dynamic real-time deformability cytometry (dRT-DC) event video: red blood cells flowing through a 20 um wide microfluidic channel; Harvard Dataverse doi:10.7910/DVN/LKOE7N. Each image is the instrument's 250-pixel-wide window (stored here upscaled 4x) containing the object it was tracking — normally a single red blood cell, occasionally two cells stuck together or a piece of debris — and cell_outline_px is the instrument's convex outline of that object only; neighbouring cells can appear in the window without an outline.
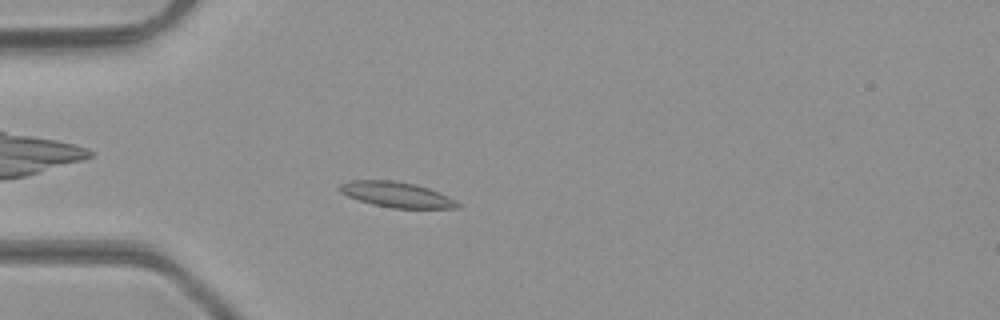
{"species": "common noctule bat (a hibernating species)", "species_latin": "Nyctalus noctula", "temperature_condition": "room temperature", "stored_images_in_passage": 46, "camera_frame_rate_fps": 3000, "um_per_image_px": 0.085, "animal": {"sex": "male", "body_mass_g": 23.1, "forearm_length_mm": 52.7}, "frame": {"image": 1, "passage_image": 12, "time_ms": 3.667, "image_size_px": [1000, 320], "cell_outline_px": [[464, 208], [392, 208], [372, 204], [348, 196], [340, 192], [340, 184], [348, 180], [392, 180], [416, 184], [440, 192], [464, 204]], "centroid_in_image_um": [33.79, 16.54], "position_along_channel_um": 51.2, "area_um2": 17.63}}
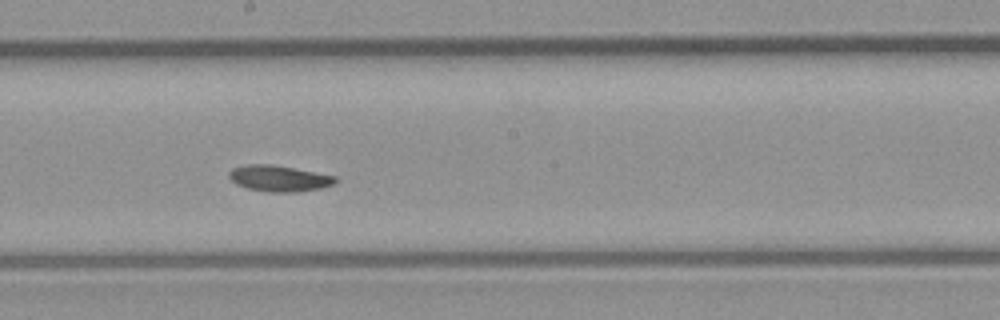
{"frame": {"image": 2, "passage_image": 25, "time_ms": 8.0, "image_size_px": [1000, 320], "cell_outline_px": [[340, 180], [332, 184], [320, 188], [300, 192], [268, 192], [248, 188], [236, 184], [228, 176], [228, 172], [232, 168], [248, 164], [272, 164], [336, 176]], "centroid_in_image_um": [23.72, 15.16], "position_along_channel_um": 224.5, "area_um2": 16.18}}
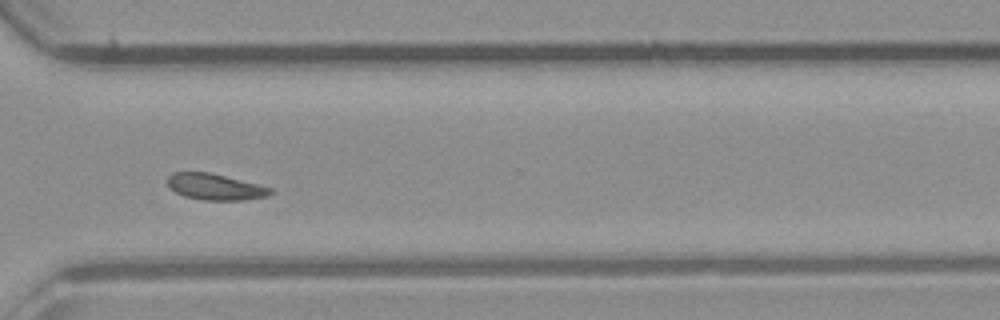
{"frame": {"image": 3, "passage_image": 34, "time_ms": 11.0, "image_size_px": [1000, 320], "cell_outline_px": [[272, 192], [268, 196], [244, 200], [204, 200], [184, 196], [168, 188], [168, 176], [172, 172], [208, 172], [272, 188]], "centroid_in_image_um": [18.25, 15.89], "position_along_channel_um": 352.4, "area_um2": 15.55}, "authors_computed_cell_mechanics": {"area_um2": 16.1551, "velocity_mm_per_s": 4.2723, "shape_relaxation_time_tau1_ms": 2.0204, "shape_relaxation_time_tau2_ms": 7.0059, "deformation_change_tau1": 0.0916, "deformation_change_tau2": 0.0973}}